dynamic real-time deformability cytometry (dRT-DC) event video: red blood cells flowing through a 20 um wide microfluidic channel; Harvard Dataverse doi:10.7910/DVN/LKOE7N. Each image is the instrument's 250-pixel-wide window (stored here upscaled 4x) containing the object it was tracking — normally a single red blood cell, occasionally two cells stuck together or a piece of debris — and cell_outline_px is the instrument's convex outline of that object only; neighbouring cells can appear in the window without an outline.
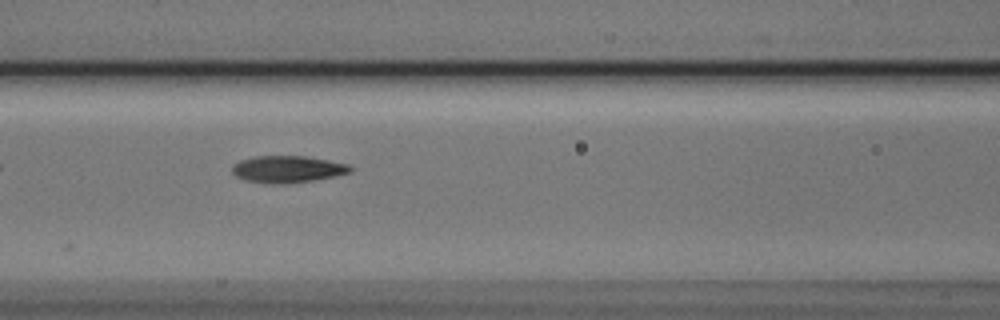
{"species": "Egyptian fruit bat (a non-hibernating species)", "species_latin": "Rousettus aegyptiacus", "temperature_condition": "cold", "stored_images_in_passage": 9, "camera_frame_rate_fps": 3000, "um_per_image_px": 0.085, "animal": {"sex": "male"}, "frame": {"image": 1, "passage_image": 7, "time_ms": 2.0, "image_size_px": [1000, 320], "cell_outline_px": [[352, 172], [336, 176], [312, 180], [284, 184], [280, 184], [248, 180], [236, 176], [232, 172], [232, 164], [240, 160], [256, 156], [304, 156], [328, 160], [348, 164], [352, 168]], "centroid_in_image_um": [24.46, 14.37], "position_along_channel_um": 142.1, "area_um2": 18.32}}
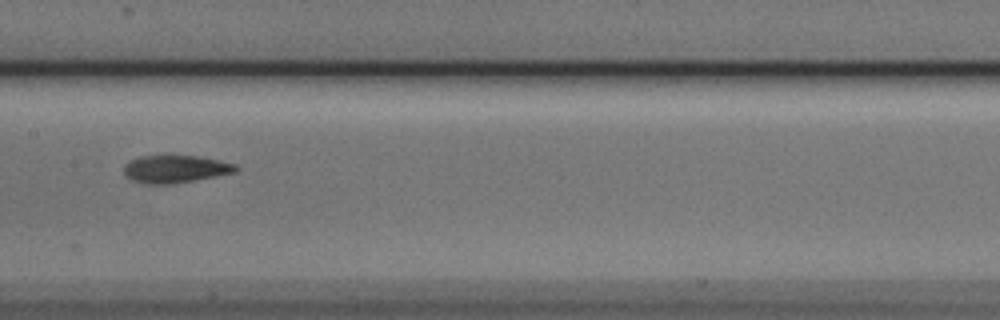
{"frame": {"image": 2, "passage_image": 8, "time_ms": 2.333, "image_size_px": [1000, 320], "cell_outline_px": [[240, 168], [236, 172], [196, 180], [172, 184], [140, 184], [124, 176], [124, 164], [140, 156], [164, 152], [196, 156], [236, 164]], "centroid_in_image_um": [14.85, 14.33], "position_along_channel_um": 192.6, "area_um2": 18.84}}